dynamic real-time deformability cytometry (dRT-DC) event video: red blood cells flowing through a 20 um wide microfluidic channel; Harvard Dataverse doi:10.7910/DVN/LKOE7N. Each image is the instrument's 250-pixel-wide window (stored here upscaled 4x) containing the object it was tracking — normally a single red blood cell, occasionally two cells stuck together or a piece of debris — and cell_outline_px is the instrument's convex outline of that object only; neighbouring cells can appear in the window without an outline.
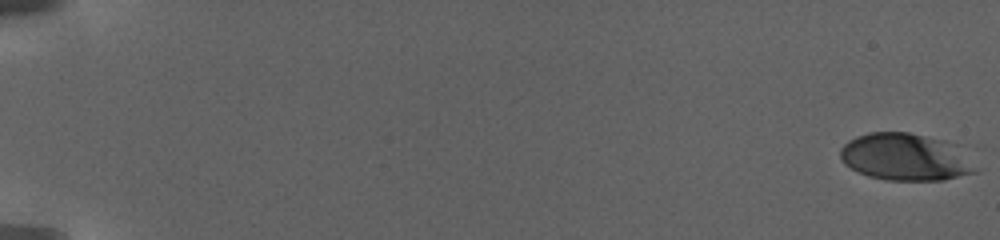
{"species": "human", "species_latin": "Homo sapiens", "temperature_condition": "warm", "stored_images_in_passage": 65, "camera_frame_rate_fps": 3000, "um_per_image_px": 0.085, "donor": {"sex": "female"}, "frame": {"image": 1, "passage_image": 1, "time_ms": 0.0, "image_size_px": [1000, 240], "cell_outline_px": [[976, 172], [944, 180], [888, 180], [868, 176], [844, 164], [840, 160], [840, 148], [848, 140], [856, 136], [868, 132], [908, 132], [944, 140]], "centroid_in_image_um": [76.76, 13.35], "position_along_channel_um": 8.2, "area_um2": 35.89}}
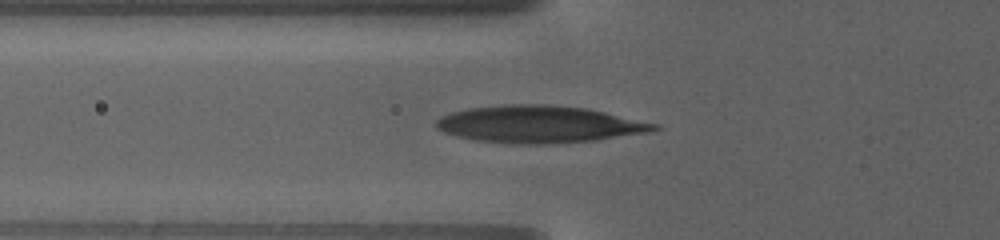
{"frame": {"image": 2, "passage_image": 27, "time_ms": 9.667, "image_size_px": [1000, 240], "cell_outline_px": [[660, 128], [648, 132], [596, 140], [556, 144], [508, 144], [476, 140], [456, 136], [444, 132], [436, 128], [436, 120], [452, 112], [468, 108], [500, 104], [548, 104], [588, 108], [660, 124]], "centroid_in_image_um": [45.84, 10.56], "position_along_channel_um": 80.0, "area_um2": 47.57}}
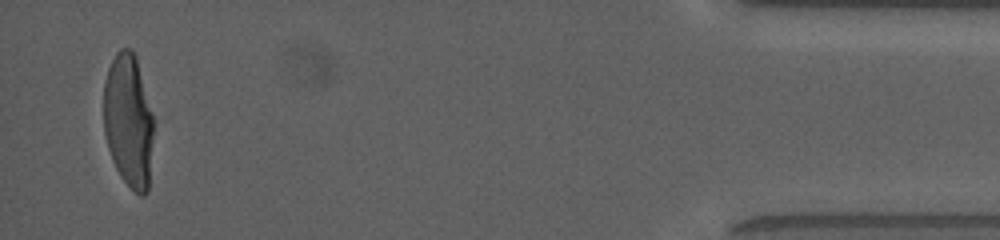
{"frame": {"image": 3, "passage_image": 65, "time_ms": 24.0, "image_size_px": [1000, 240], "cell_outline_px": [[152, 140], [148, 192], [144, 196], [140, 196], [120, 176], [112, 160], [108, 148], [104, 132], [104, 80], [108, 68], [116, 52], [120, 48], [132, 48], [136, 56], [152, 116]], "centroid_in_image_um": [10.9, 10.25], "position_along_channel_um": 424.3, "area_um2": 38.49}}